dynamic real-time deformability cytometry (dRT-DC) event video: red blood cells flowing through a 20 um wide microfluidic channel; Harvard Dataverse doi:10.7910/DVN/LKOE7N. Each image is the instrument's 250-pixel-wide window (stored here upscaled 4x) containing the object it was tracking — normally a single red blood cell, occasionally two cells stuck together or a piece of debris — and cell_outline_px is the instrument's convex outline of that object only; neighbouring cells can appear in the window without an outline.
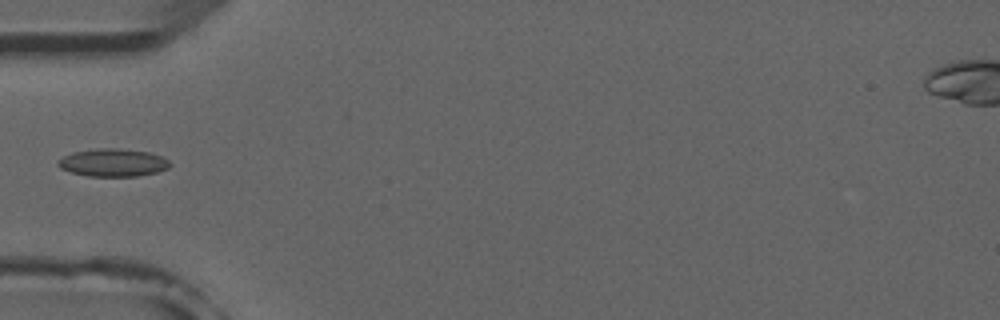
{"species": "common noctule bat (a hibernating species)", "species_latin": "Nyctalus noctula", "temperature_condition": "room temperature", "stored_images_in_passage": 5, "camera_frame_rate_fps": 3000, "um_per_image_px": 0.085, "animal": {"sex": "male", "forearm_length_mm": 52.5}, "frame": {"image": 1, "passage_image": 4, "time_ms": 4.333, "image_size_px": [1000, 320], "cell_outline_px": [[172, 164], [168, 168], [156, 172], [136, 176], [88, 176], [72, 172], [60, 168], [56, 164], [56, 160], [72, 152], [96, 148], [116, 148], [148, 152], [164, 156]], "centroid_in_image_um": [9.59, 13.81], "position_along_channel_um": 75.4, "area_um2": 18.21}}
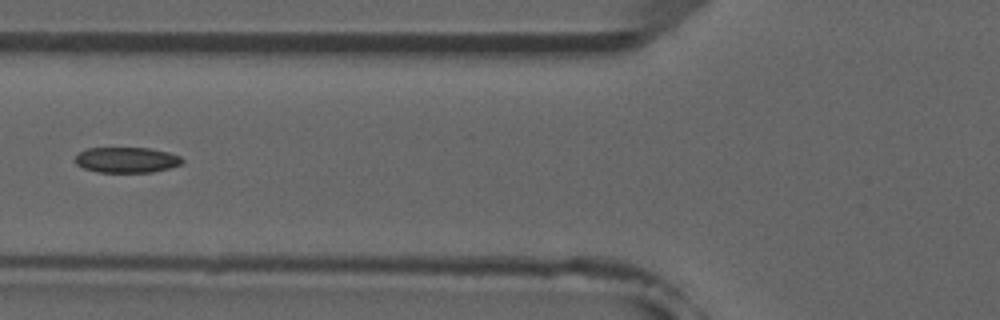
{"frame": {"image": 2, "passage_image": 5, "time_ms": 5.333, "image_size_px": [1000, 320], "cell_outline_px": [[184, 160], [180, 164], [168, 168], [152, 172], [96, 172], [84, 168], [76, 164], [76, 156], [80, 152], [88, 148], [148, 148], [168, 152], [180, 156]], "centroid_in_image_um": [10.76, 13.59], "position_along_channel_um": 115.0, "area_um2": 15.78}}